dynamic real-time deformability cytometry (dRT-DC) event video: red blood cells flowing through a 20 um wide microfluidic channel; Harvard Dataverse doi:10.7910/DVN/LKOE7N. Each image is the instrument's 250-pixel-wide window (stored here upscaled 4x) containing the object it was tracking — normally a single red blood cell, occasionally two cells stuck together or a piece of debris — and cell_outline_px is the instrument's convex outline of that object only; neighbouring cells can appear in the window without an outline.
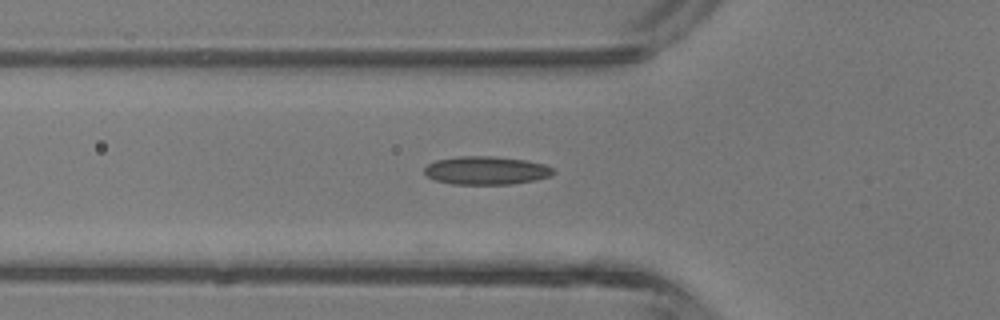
{"species": "common noctule bat (a hibernating species)", "species_latin": "Nyctalus noctula", "temperature_condition": "room temperature", "stored_images_in_passage": 2, "camera_frame_rate_fps": 3000, "um_per_image_px": 0.085, "animal": {"sex": "male", "body_mass_g": 13.3}, "frame": {"image": 1, "passage_image": 2, "time_ms": 1.0, "image_size_px": [1000, 320], "cell_outline_px": [[556, 172], [552, 176], [536, 180], [512, 184], [452, 184], [436, 180], [428, 176], [424, 172], [424, 168], [428, 164], [436, 160], [460, 156], [492, 156], [524, 160], [544, 164], [552, 168]], "centroid_in_image_um": [41.35, 14.49], "position_along_channel_um": 84.4, "area_um2": 21.21}}